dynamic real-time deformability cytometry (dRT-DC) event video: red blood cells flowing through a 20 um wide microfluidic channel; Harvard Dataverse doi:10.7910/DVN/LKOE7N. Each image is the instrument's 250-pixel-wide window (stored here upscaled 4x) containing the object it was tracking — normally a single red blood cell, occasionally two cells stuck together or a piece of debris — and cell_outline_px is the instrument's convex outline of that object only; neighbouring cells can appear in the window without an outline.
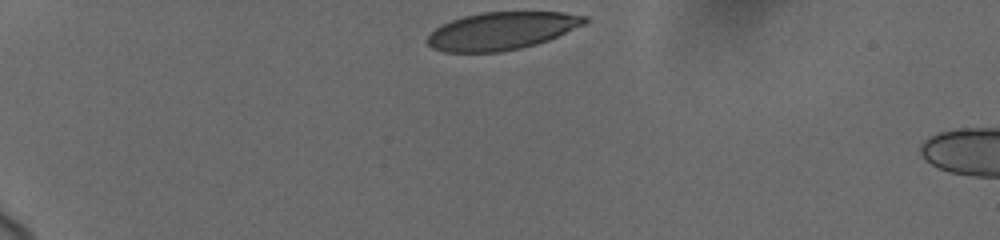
{"species": "human", "species_latin": "Homo sapiens", "temperature_condition": "cold", "stored_images_in_passage": 32, "camera_frame_rate_fps": 3000, "um_per_image_px": 0.085, "donor": {"sex": "female"}, "frame": {"image": 1, "passage_image": 1, "time_ms": 0.0, "image_size_px": [1000, 240], "cell_outline_px": [[588, 20], [584, 24], [548, 40], [536, 44], [520, 48], [500, 52], [444, 52], [432, 48], [424, 40], [436, 28], [452, 20], [464, 16], [480, 12], [560, 12], [588, 16]], "centroid_in_image_um": [42.62, 2.63], "position_along_channel_um": 42.4, "area_um2": 34.39}}
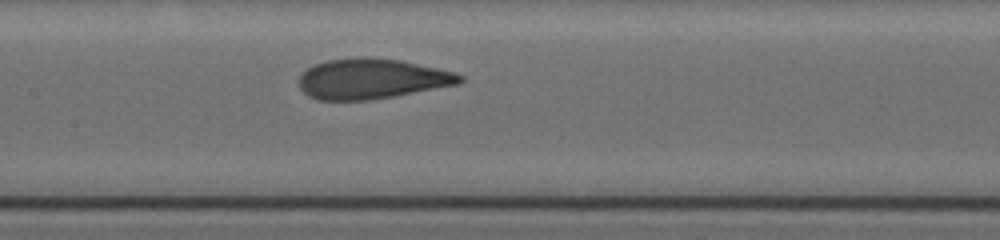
{"frame": {"image": 2, "passage_image": 20, "time_ms": 5.333, "image_size_px": [1000, 240], "cell_outline_px": [[464, 80], [460, 84], [392, 96], [368, 100], [316, 100], [308, 96], [300, 88], [300, 76], [308, 68], [316, 64], [328, 60], [360, 56], [364, 56], [400, 60], [456, 72], [464, 76]], "centroid_in_image_um": [31.62, 6.69], "position_along_channel_um": 175.8, "area_um2": 37.69}}
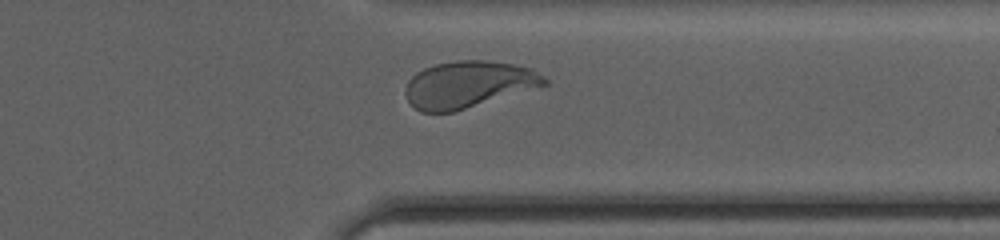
{"frame": {"image": 3, "passage_image": 31, "time_ms": 10.667, "image_size_px": [1000, 240], "cell_outline_px": [[548, 84], [452, 112], [420, 112], [408, 100], [404, 92], [404, 88], [408, 80], [416, 72], [424, 68], [436, 64], [456, 60], [484, 60], [512, 64], [532, 68], [544, 76], [548, 80]], "centroid_in_image_um": [39.78, 7.16], "position_along_channel_um": 371.6, "area_um2": 37.57}, "authors_computed_cell_mechanics": {"area_um2": 37.7145, "velocity_mm_per_s": 3.6875, "shape_relaxation_time_tau1_ms": 4.0059, "shape_relaxation_time_tau2_ms": 0.825, "deformation_change_tau1": 0.168, "deformation_change_tau2": 0.0681}}